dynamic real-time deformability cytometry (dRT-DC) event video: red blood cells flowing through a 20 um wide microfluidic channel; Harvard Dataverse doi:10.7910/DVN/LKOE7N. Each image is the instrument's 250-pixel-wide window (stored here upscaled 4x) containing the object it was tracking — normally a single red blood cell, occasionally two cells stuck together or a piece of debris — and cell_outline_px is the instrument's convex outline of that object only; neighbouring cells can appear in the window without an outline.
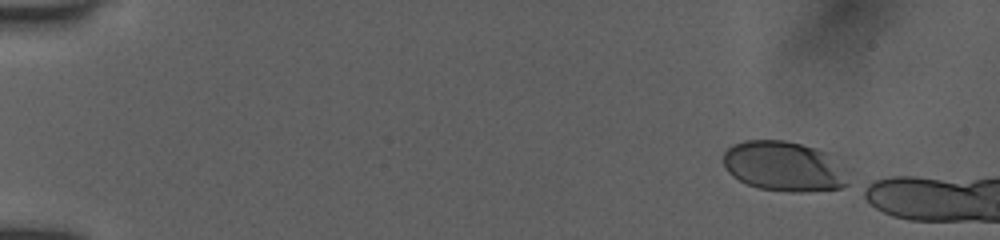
{"species": "human", "species_latin": "Homo sapiens", "temperature_condition": "room temperature", "stored_images_in_passage": 8, "camera_frame_rate_fps": 3000, "um_per_image_px": 0.085, "donor": {"sex": "female"}, "frame": {"image": 1, "passage_image": 1, "time_ms": 0.0, "image_size_px": [1000, 240], "cell_outline_px": [[848, 184], [840, 188], [800, 192], [792, 192], [756, 188], [732, 176], [728, 172], [724, 164], [724, 152], [732, 144], [744, 140], [784, 140], [816, 148], [828, 152], [844, 172]], "centroid_in_image_um": [66.58, 14.13], "position_along_channel_um": 18.4, "area_um2": 36.13}}